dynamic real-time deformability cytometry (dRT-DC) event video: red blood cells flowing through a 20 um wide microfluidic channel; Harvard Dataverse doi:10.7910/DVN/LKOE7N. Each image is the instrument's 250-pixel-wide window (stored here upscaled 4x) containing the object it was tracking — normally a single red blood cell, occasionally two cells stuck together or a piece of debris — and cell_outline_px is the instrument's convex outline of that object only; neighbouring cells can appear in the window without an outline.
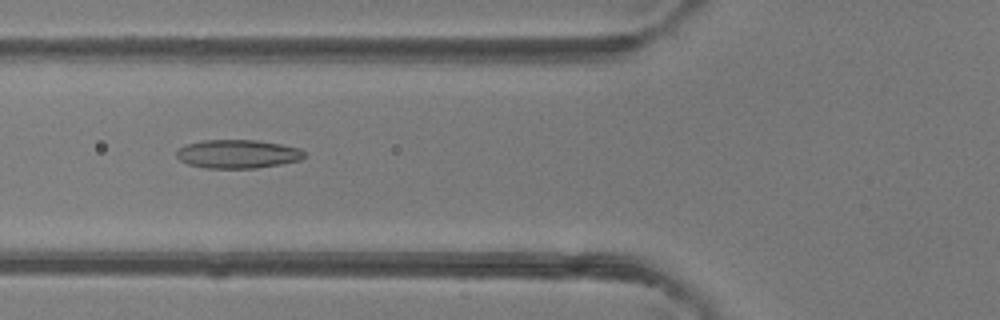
{"species": "common noctule bat (a hibernating species)", "species_latin": "Nyctalus noctula", "temperature_condition": "room temperature", "stored_images_in_passage": 41, "camera_frame_rate_fps": 3000, "um_per_image_px": 0.085, "animal": {"sex": "female"}, "frame": {"image": 1, "passage_image": 12, "time_ms": 3.667, "image_size_px": [1000, 320], "cell_outline_px": [[304, 156], [300, 160], [280, 164], [256, 168], [208, 168], [188, 164], [180, 160], [176, 156], [176, 152], [184, 144], [204, 140], [256, 140], [280, 144], [300, 148], [304, 152]], "centroid_in_image_um": [20.18, 13.08], "position_along_channel_um": 105.6, "area_um2": 21.21}}
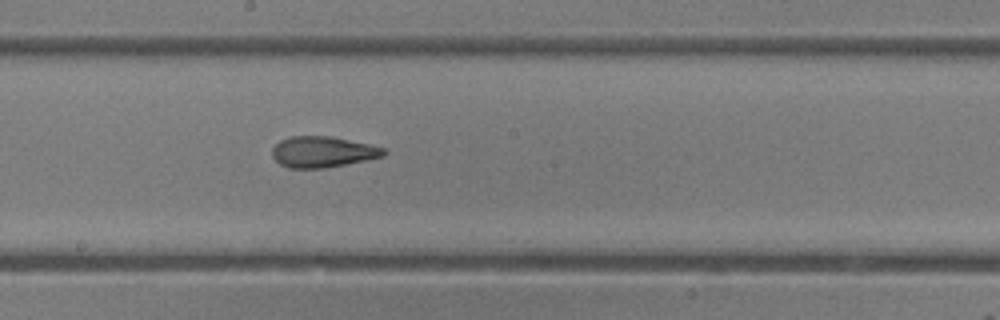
{"frame": {"image": 2, "passage_image": 20, "time_ms": 6.333, "image_size_px": [1000, 320], "cell_outline_px": [[388, 152], [384, 156], [368, 160], [324, 168], [288, 168], [280, 164], [272, 156], [272, 148], [280, 140], [292, 136], [332, 136], [368, 144], [384, 148]], "centroid_in_image_um": [27.44, 12.91], "position_along_channel_um": 220.8, "area_um2": 20.17}}
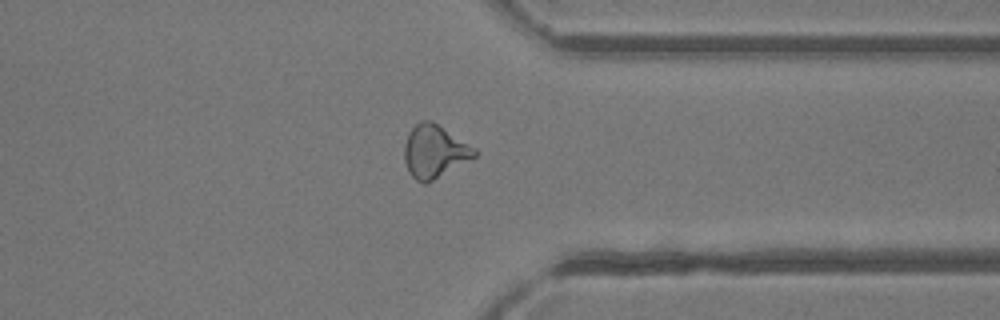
{"frame": {"image": 3, "passage_image": 31, "time_ms": 10.0, "image_size_px": [1000, 320], "cell_outline_px": [[476, 156], [432, 180], [424, 184], [416, 180], [408, 172], [404, 160], [404, 144], [408, 132], [420, 120], [432, 120], [476, 148]], "centroid_in_image_um": [36.9, 12.85], "position_along_channel_um": 374.5, "area_um2": 21.5}}